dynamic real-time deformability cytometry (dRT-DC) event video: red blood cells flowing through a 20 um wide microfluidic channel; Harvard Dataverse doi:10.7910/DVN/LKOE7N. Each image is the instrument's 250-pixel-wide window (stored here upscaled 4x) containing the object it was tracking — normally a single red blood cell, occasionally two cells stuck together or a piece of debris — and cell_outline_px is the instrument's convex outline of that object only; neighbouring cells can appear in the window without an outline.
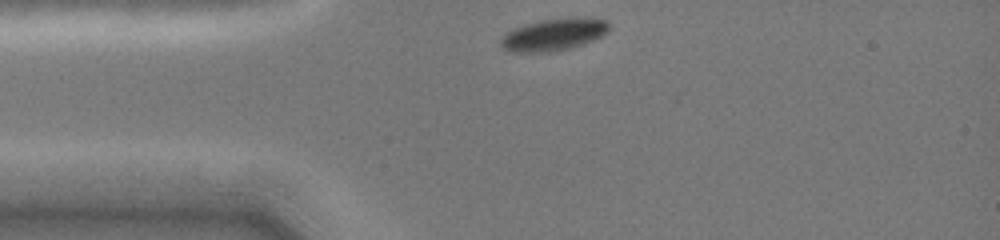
{"species": "common noctule bat (a hibernating species)", "species_latin": "Nyctalus noctula", "temperature_condition": "cold", "stored_images_in_passage": 3, "camera_frame_rate_fps": 3000, "um_per_image_px": 0.085, "animal": {"sex": "female", "body_mass_g": 19.0, "forearm_length_mm": 51.5}, "frame": {"image": 1, "passage_image": 1, "time_ms": 0.0, "image_size_px": [1000, 240], "cell_outline_px": [[608, 32], [592, 40], [568, 48], [548, 52], [516, 52], [504, 48], [500, 44], [500, 40], [504, 32], [524, 24], [540, 20], [568, 16], [592, 16], [608, 20]], "centroid_in_image_um": [47.08, 2.88], "position_along_channel_um": 37.9, "area_um2": 20.58}}